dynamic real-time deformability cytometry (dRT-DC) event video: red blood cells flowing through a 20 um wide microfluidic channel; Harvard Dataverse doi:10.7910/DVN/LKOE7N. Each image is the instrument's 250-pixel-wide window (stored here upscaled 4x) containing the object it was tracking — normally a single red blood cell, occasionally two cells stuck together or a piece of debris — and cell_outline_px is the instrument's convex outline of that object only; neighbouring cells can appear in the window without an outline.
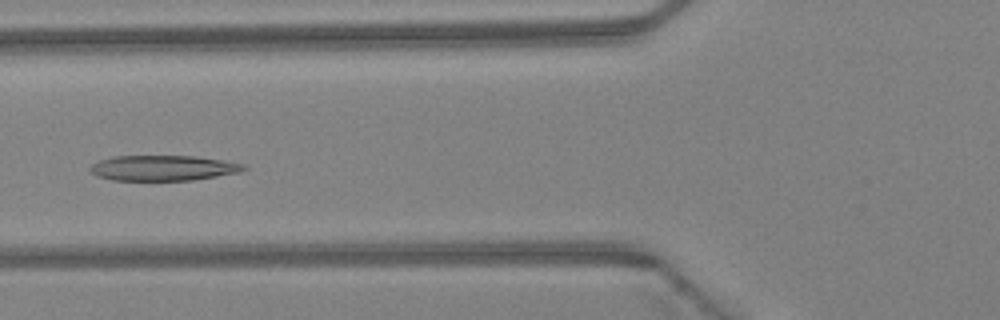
{"species": "Egyptian fruit bat (a non-hibernating species)", "species_latin": "Rousettus aegyptiacus", "temperature_condition": "warm", "stored_images_in_passage": 4, "camera_frame_rate_fps": 3000, "um_per_image_px": 0.085, "animal": {"sex": "female"}, "frame": {"image": 1, "passage_image": 4, "time_ms": 1.0, "image_size_px": [1000, 320], "cell_outline_px": [[248, 168], [240, 172], [192, 180], [112, 180], [96, 176], [88, 168], [92, 164], [100, 160], [116, 156], [192, 156], [220, 160], [244, 164]], "centroid_in_image_um": [13.84, 14.28], "position_along_channel_um": 112.0, "area_um2": 22.48}}